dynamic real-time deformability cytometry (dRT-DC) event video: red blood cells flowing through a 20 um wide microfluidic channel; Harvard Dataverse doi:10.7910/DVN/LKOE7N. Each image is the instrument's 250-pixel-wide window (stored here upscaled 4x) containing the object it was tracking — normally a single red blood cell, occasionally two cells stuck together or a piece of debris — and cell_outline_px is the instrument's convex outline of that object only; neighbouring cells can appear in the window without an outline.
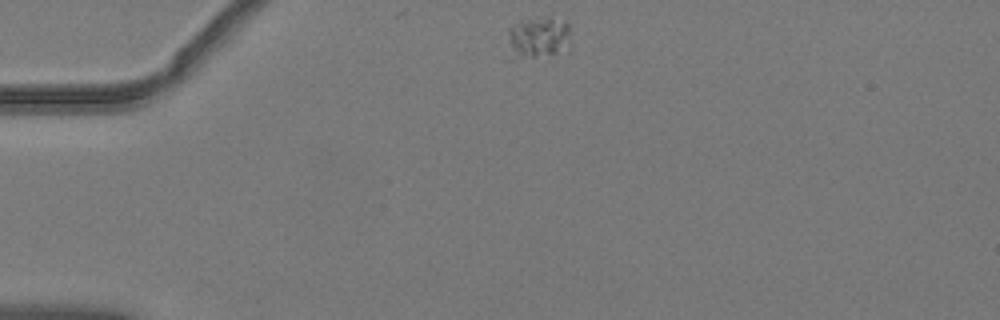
{"species": "common noctule bat (a hibernating species)", "species_latin": "Nyctalus noctula", "temperature_condition": "warm", "stored_images_in_passage": 44, "camera_frame_rate_fps": 3000, "um_per_image_px": 0.085, "animal": {"sex": "male", "body_mass_g": 19.2, "forearm_length_mm": 51.8}, "frame": {"image": 1, "passage_image": 1, "time_ms": 0.0, "image_size_px": [1000, 320], "cell_outline_px": [[572, 44], [556, 52], [536, 56], [512, 60], [508, 60], [508, 32], [512, 24], [520, 20], [548, 16], [568, 20], [572, 40]], "centroid_in_image_um": [45.73, 3.16], "position_along_channel_um": 39.3, "area_um2": 15.95}}
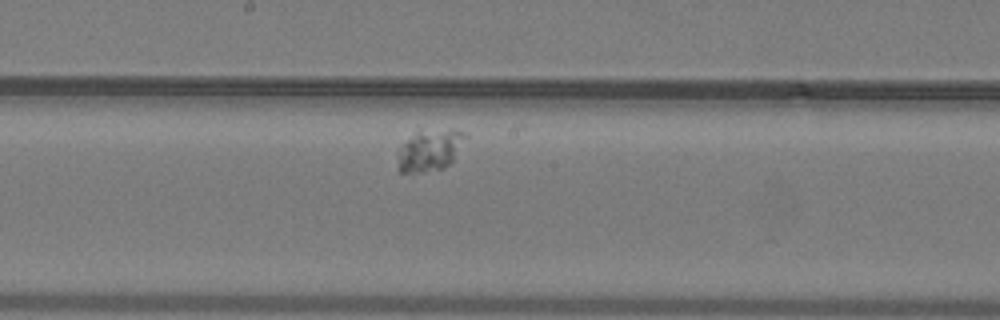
{"frame": {"image": 2, "passage_image": 19, "time_ms": 6.0, "image_size_px": [1000, 320], "cell_outline_px": [[468, 136], [452, 160], [444, 168], [424, 172], [400, 172], [396, 168], [396, 152], [400, 144], [416, 132], [452, 128], [464, 132]], "centroid_in_image_um": [36.48, 12.77], "position_along_channel_um": 211.7, "area_um2": 16.7}}
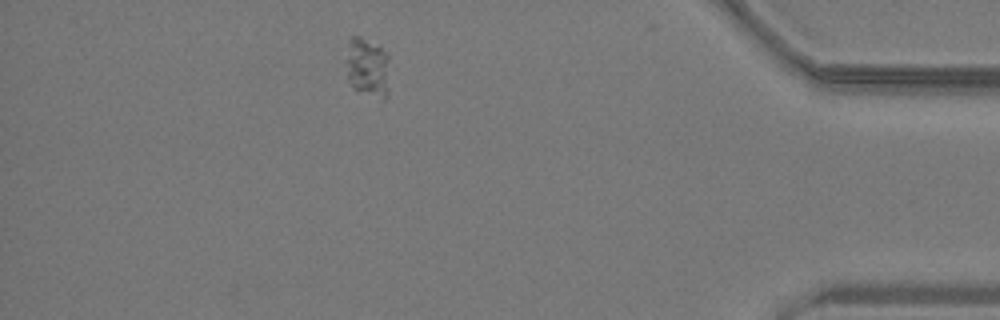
{"frame": {"image": 3, "passage_image": 38, "time_ms": 12.333, "image_size_px": [1000, 320], "cell_outline_px": [[388, 92], [384, 100], [352, 88], [348, 80], [344, 64], [344, 60], [348, 36], [360, 36], [380, 44], [388, 56]], "centroid_in_image_um": [31.18, 5.66], "position_along_channel_um": 404.0, "area_um2": 15.84}}